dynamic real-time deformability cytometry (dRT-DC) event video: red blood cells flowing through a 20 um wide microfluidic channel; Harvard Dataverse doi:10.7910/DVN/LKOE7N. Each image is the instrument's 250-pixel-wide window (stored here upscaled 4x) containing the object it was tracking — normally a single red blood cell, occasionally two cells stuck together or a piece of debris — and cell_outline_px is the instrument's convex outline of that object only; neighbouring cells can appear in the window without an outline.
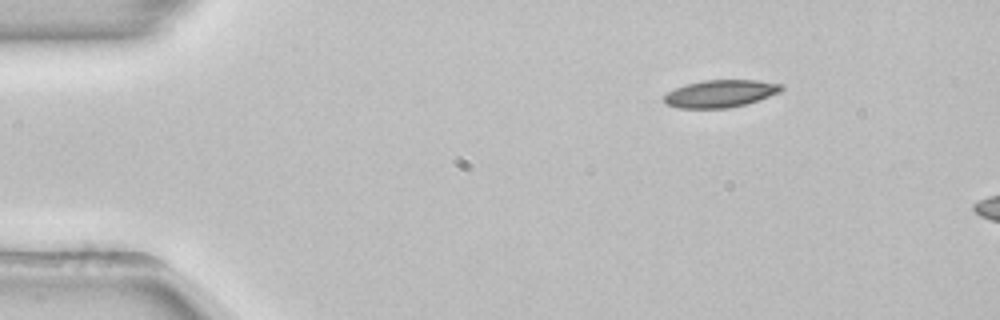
{"species": "common noctule bat (a hibernating species)", "species_latin": "Nyctalus noctula", "temperature_condition": "room temperature", "stored_images_in_passage": 6, "camera_frame_rate_fps": 3000, "um_per_image_px": 0.085, "animal": {"sex": "female", "body_mass_g": 22.7, "forearm_length_mm": 54.2}, "frame": {"image": 1, "passage_image": 1, "time_ms": 0.0, "image_size_px": [1000, 320], "cell_outline_px": [[784, 88], [780, 92], [744, 104], [728, 108], [676, 108], [668, 104], [664, 100], [664, 96], [668, 92], [676, 88], [688, 84], [704, 80], [756, 80], [780, 84]], "centroid_in_image_um": [61.22, 7.95], "position_along_channel_um": 23.8, "area_um2": 18.38}}